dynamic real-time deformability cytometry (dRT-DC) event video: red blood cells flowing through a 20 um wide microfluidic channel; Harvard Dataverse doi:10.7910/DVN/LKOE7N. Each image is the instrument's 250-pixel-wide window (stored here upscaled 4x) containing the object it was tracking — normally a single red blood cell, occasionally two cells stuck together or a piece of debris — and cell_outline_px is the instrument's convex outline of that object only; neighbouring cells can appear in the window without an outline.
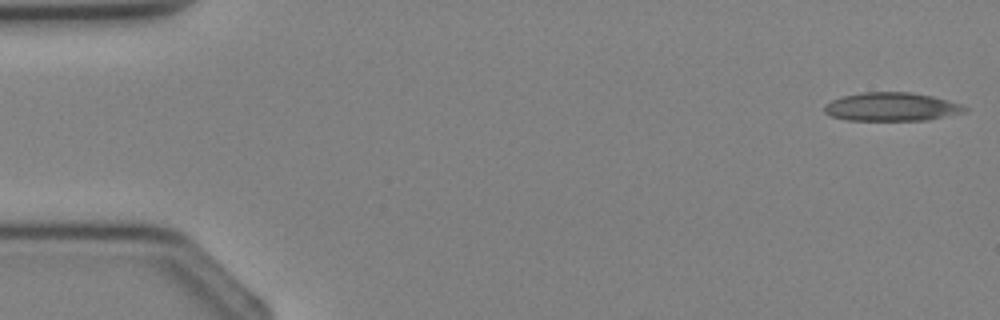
{"species": "Egyptian fruit bat (a non-hibernating species)", "species_latin": "Rousettus aegyptiacus", "temperature_condition": "cold", "stored_images_in_passage": 4, "camera_frame_rate_fps": 3000, "um_per_image_px": 0.085, "animal": {"sex": "female"}, "frame": {"image": 1, "passage_image": 1, "time_ms": 0.0, "image_size_px": [1000, 320], "cell_outline_px": [[968, 112], [928, 120], [848, 120], [832, 116], [824, 112], [824, 108], [832, 100], [844, 96], [864, 92], [912, 92], [932, 96], [960, 104], [968, 108]], "centroid_in_image_um": [75.84, 9.08], "position_along_channel_um": 9.2, "area_um2": 23.18}}
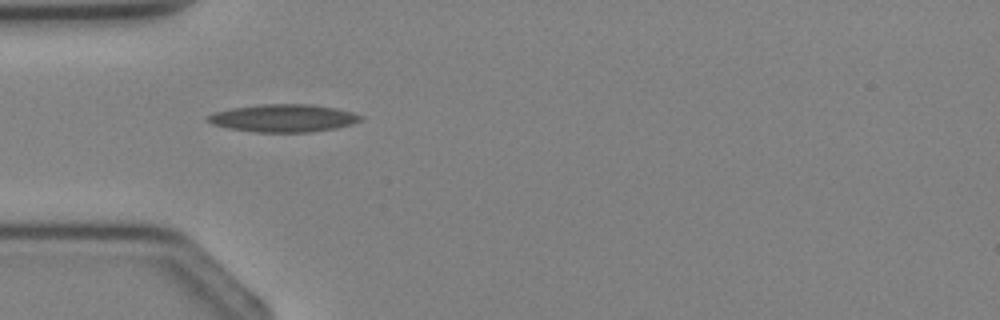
{"frame": {"image": 2, "passage_image": 4, "time_ms": 3.333, "image_size_px": [1000, 320], "cell_outline_px": [[364, 116], [360, 120], [352, 124], [336, 128], [312, 132], [256, 132], [228, 128], [212, 124], [204, 120], [208, 116], [216, 112], [232, 108], [260, 104], [312, 104], [336, 108], [352, 112]], "centroid_in_image_um": [24.1, 10.04], "position_along_channel_um": 60.9, "area_um2": 24.68}}